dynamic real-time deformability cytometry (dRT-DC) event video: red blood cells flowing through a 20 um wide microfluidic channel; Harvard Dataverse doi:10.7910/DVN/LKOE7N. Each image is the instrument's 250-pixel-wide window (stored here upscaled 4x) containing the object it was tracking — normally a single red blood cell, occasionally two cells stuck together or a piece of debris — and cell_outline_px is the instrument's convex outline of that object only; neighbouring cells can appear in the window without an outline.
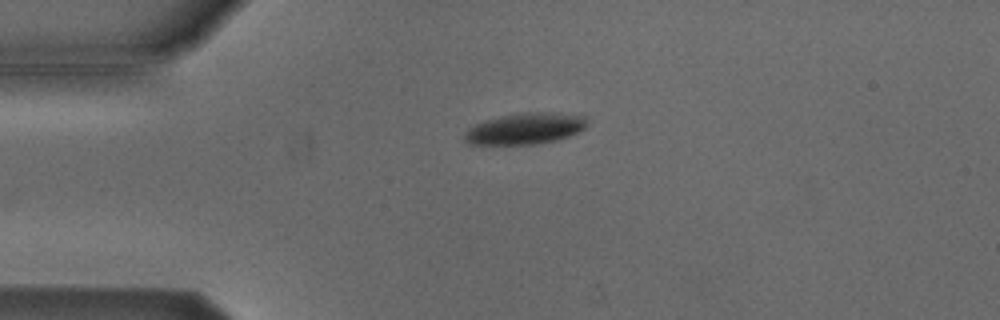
{"species": "Egyptian fruit bat (a non-hibernating species)", "species_latin": "Rousettus aegyptiacus", "temperature_condition": "cold", "stored_images_in_passage": 38, "camera_frame_rate_fps": 3000, "um_per_image_px": 0.085, "animal": {"sex": "male"}, "frame": {"image": 1, "passage_image": 1, "time_ms": 0.0, "image_size_px": [1000, 320], "cell_outline_px": [[588, 124], [584, 128], [568, 136], [556, 140], [536, 144], [468, 144], [464, 140], [464, 136], [468, 128], [484, 120], [500, 116], [528, 112], [556, 112], [584, 116]], "centroid_in_image_um": [44.63, 10.92], "position_along_channel_um": 40.4, "area_um2": 22.2}}
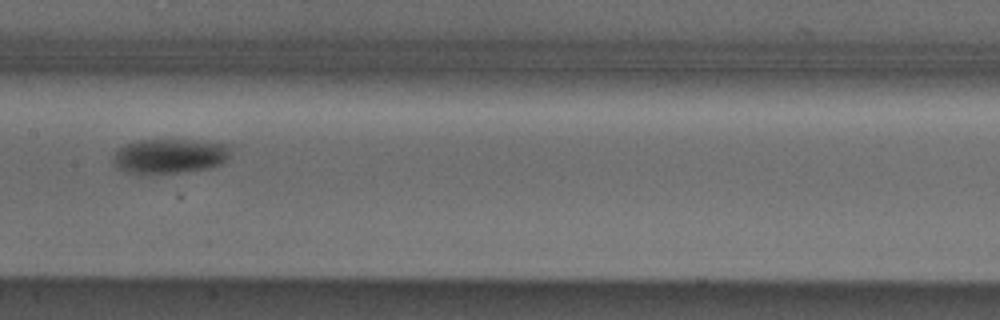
{"frame": {"image": 2, "passage_image": 15, "time_ms": 4.667, "image_size_px": [1000, 320], "cell_outline_px": [[228, 160], [220, 164], [208, 168], [180, 172], [140, 176], [128, 172], [120, 168], [116, 164], [116, 152], [120, 148], [136, 140], [188, 140], [228, 144]], "centroid_in_image_um": [14.43, 13.29], "position_along_channel_um": 193.0, "area_um2": 23.52}}
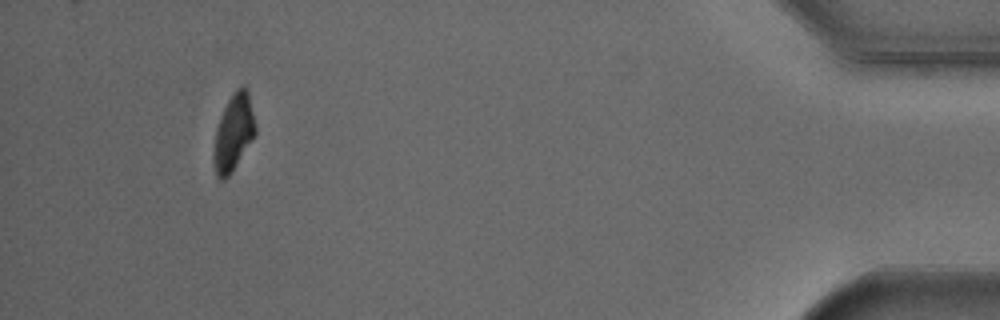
{"frame": {"image": 3, "passage_image": 38, "time_ms": 12.333, "image_size_px": [1000, 320], "cell_outline_px": [[256, 132], [228, 176], [224, 180], [220, 180], [216, 176], [212, 160], [212, 156], [216, 128], [220, 116], [232, 92], [240, 84], [244, 84], [248, 88], [256, 124]], "centroid_in_image_um": [19.84, 11.2], "position_along_channel_um": 415.4, "area_um2": 18.73}, "authors_computed_cell_mechanics": {"area_um2": 23.4379, "velocity_mm_per_s": 3.8379, "shape_relaxation_time_tau1_ms": 1.4807, "shape_relaxation_time_tau2_ms": null, "deformation_change_tau1": 0.1078, "deformation_change_tau2": null}}